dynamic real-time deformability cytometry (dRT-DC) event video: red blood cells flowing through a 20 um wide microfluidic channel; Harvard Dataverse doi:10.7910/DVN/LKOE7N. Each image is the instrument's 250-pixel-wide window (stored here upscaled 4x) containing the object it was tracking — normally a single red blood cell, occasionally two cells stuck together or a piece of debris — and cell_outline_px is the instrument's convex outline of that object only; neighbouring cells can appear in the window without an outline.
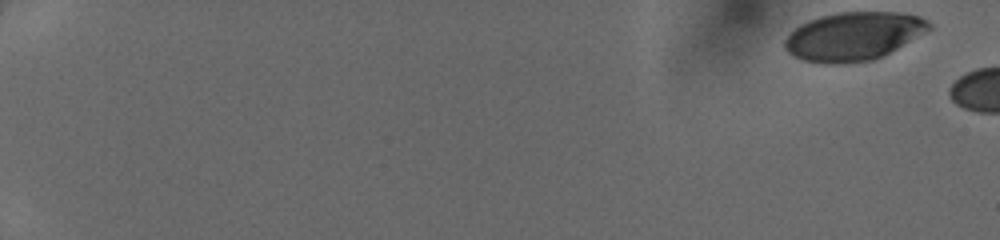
{"species": "human", "species_latin": "Homo sapiens", "temperature_condition": "cold", "stored_images_in_passage": 11, "camera_frame_rate_fps": 3000, "um_per_image_px": 0.085, "donor": {"sex": "female"}, "frame": {"image": 1, "passage_image": 1, "time_ms": 0.0, "image_size_px": [1000, 240], "cell_outline_px": [[932, 28], [896, 48], [872, 60], [844, 64], [832, 64], [804, 60], [788, 52], [784, 48], [784, 40], [800, 24], [808, 20], [820, 16], [840, 12], [900, 12], [920, 16], [932, 24]], "centroid_in_image_um": [72.54, 3.07], "position_along_channel_um": 12.5, "area_um2": 40.29}}